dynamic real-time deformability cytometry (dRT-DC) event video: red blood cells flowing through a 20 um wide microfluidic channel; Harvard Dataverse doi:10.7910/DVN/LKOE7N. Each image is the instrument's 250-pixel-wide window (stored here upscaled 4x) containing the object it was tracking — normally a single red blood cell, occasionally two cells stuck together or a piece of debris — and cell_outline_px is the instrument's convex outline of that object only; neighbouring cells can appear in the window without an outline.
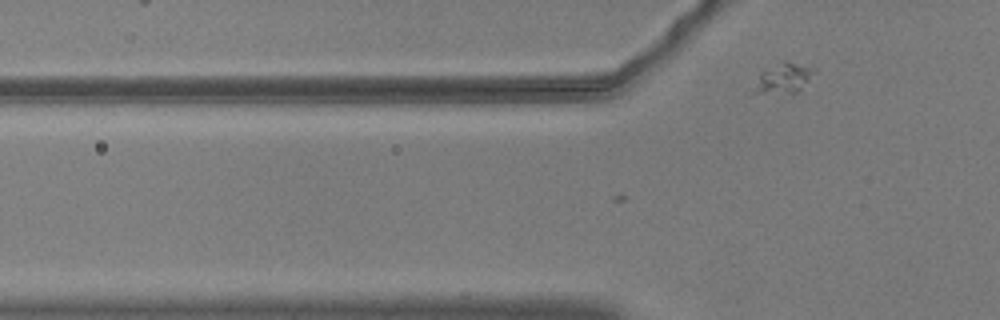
{"species": "common noctule bat (a hibernating species)", "species_latin": "Nyctalus noctula", "temperature_condition": "warm", "stored_images_in_passage": 3, "camera_frame_rate_fps": 3000, "um_per_image_px": 0.085, "animal": {"sex": "male", "body_mass_g": 20.5, "forearm_length_mm": 52.5}, "frame": {"image": 1, "passage_image": 3, "time_ms": 0.667, "image_size_px": [1000, 320], "cell_outline_px": [[812, 72], [808, 80], [792, 96], [756, 92], [756, 88], [760, 72], [784, 60], [788, 60], [808, 68]], "centroid_in_image_um": [66.56, 6.69], "position_along_channel_um": 59.2, "area_um2": 10.06}}